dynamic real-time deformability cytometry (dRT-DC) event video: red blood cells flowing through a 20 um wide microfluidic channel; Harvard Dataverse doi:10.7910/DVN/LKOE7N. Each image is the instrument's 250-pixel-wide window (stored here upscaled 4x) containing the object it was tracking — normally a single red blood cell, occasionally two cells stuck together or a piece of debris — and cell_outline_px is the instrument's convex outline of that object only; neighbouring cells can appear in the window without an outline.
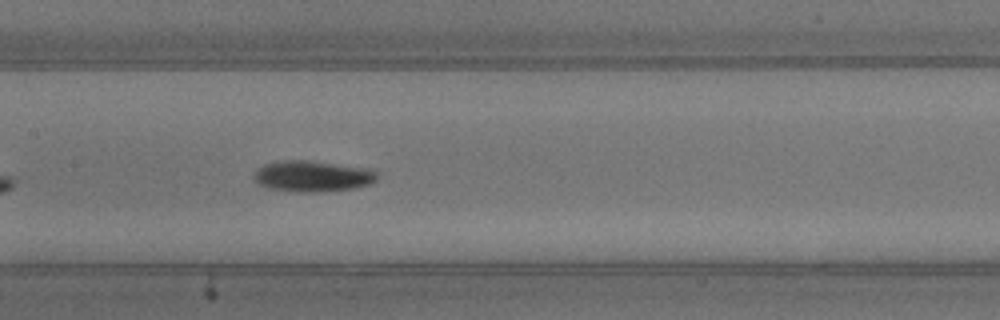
{"species": "common noctule bat (a hibernating species)", "species_latin": "Nyctalus noctula", "temperature_condition": "warm", "stored_images_in_passage": 38, "camera_frame_rate_fps": 3000, "um_per_image_px": 0.085, "animal": {"sex": "male", "body_mass_g": 13.3}, "frame": {"image": 1, "passage_image": 12, "time_ms": 3.667, "image_size_px": [1000, 320], "cell_outline_px": [[376, 180], [368, 184], [352, 188], [316, 192], [296, 192], [268, 188], [260, 184], [252, 176], [264, 164], [276, 160], [308, 160], [376, 168]], "centroid_in_image_um": [26.59, 14.95], "position_along_channel_um": 180.8, "area_um2": 22.43}, "authors_computed_cell_mechanics": {"area_um2": 20.3456, "velocity_mm_per_s": 3.9992, "shape_relaxation_time_tau1_ms": 2.3288, "shape_relaxation_time_tau2_ms": null, "deformation_change_tau1": 0.15, "deformation_change_tau2": null}}